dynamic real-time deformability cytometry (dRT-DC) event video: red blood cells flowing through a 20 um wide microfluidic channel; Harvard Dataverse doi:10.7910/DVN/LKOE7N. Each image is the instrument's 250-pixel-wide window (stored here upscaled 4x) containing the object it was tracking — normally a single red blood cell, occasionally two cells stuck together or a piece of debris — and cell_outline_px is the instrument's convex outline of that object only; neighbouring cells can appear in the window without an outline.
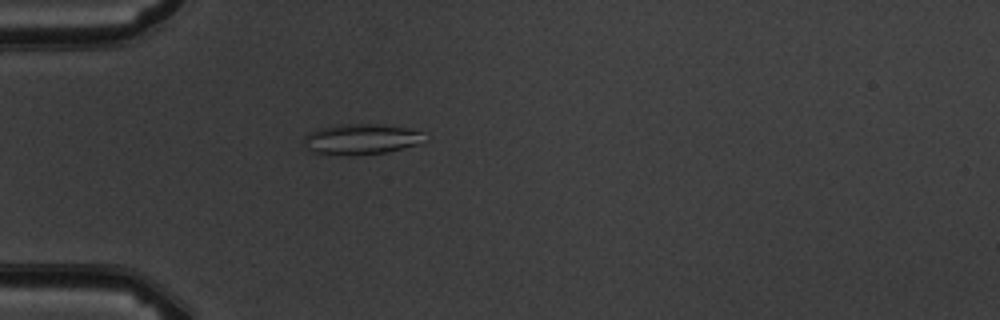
{"species": "common noctule bat (a hibernating species)", "species_latin": "Nyctalus noctula", "temperature_condition": "warm", "stored_images_in_passage": 5, "camera_frame_rate_fps": 3000, "um_per_image_px": 0.085, "animal": {"sex": "male", "body_mass_g": 19.5, "forearm_length_mm": 54.6}, "frame": {"image": 1, "passage_image": 5, "time_ms": 4.667, "image_size_px": [1000, 320], "cell_outline_px": [[420, 132], [416, 144], [384, 152], [352, 156], [348, 156], [312, 152], [304, 148], [304, 136], [308, 132], [316, 128], [336, 124], [380, 124], [404, 128]], "centroid_in_image_um": [30.48, 11.83], "position_along_channel_um": 54.5, "area_um2": 21.15}}